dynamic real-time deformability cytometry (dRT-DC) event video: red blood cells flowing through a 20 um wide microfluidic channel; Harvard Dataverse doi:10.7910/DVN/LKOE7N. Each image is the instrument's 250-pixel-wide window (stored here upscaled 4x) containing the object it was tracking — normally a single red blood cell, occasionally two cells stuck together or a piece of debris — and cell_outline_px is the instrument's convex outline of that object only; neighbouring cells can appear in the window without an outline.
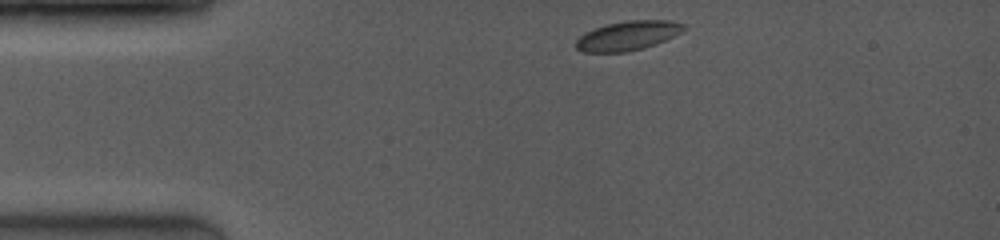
{"species": "common noctule bat (a hibernating species)", "species_latin": "Nyctalus noctula", "temperature_condition": "room temperature", "stored_images_in_passage": 10, "camera_frame_rate_fps": 4000, "um_per_image_px": 0.085, "animal": {"sex": "female", "body_mass_g": 19.0, "forearm_length_mm": 53.3}, "frame": {"image": 1, "passage_image": 1, "time_ms": 0.0, "image_size_px": [1000, 240], "cell_outline_px": [[688, 28], [656, 44], [628, 52], [584, 52], [576, 48], [576, 40], [584, 32], [608, 24], [628, 20], [672, 20], [684, 24]], "centroid_in_image_um": [53.37, 3.03], "position_along_channel_um": 31.6, "area_um2": 18.32}}
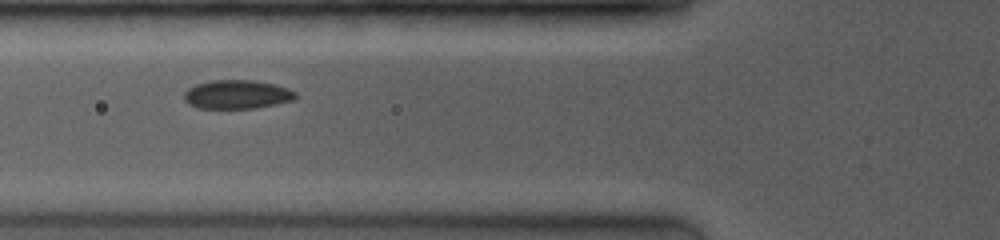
{"frame": {"image": 2, "passage_image": 6, "time_ms": 1.25, "image_size_px": [1000, 240], "cell_outline_px": [[296, 100], [256, 108], [196, 108], [188, 104], [184, 100], [184, 92], [188, 88], [196, 84], [212, 80], [248, 80], [272, 84], [288, 88], [296, 92]], "centroid_in_image_um": [20.13, 8.04], "position_along_channel_um": 105.7, "area_um2": 18.73}}
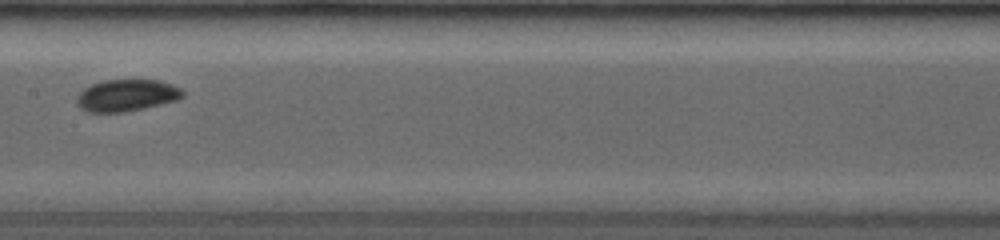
{"frame": {"image": 3, "passage_image": 9, "time_ms": 2.0, "image_size_px": [1000, 240], "cell_outline_px": [[184, 96], [176, 100], [144, 108], [124, 112], [88, 112], [80, 108], [76, 104], [76, 100], [80, 92], [84, 88], [92, 84], [108, 80], [156, 80], [180, 88], [184, 92]], "centroid_in_image_um": [10.73, 8.12], "position_along_channel_um": 196.7, "area_um2": 19.42}}